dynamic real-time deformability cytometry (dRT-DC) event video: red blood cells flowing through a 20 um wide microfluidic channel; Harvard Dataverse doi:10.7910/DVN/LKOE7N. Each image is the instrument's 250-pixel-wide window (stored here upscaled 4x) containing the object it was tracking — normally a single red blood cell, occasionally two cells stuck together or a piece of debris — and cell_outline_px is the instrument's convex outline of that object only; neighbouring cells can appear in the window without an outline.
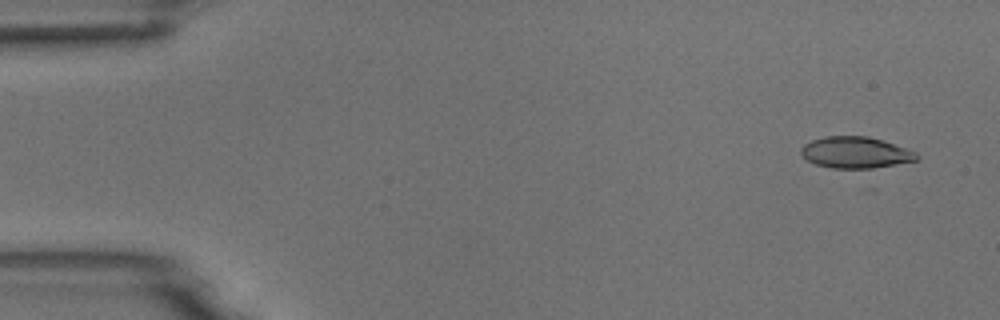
{"species": "common noctule bat (a hibernating species)", "species_latin": "Nyctalus noctula", "temperature_condition": "room temperature", "stored_images_in_passage": 6, "segment_of_instrument_passage": [2, 2], "camera_frame_rate_fps": 3000, "um_per_image_px": 0.085, "animal": {"sex": "male", "body_mass_g": 18.8}, "frame": {"image": 1, "passage_image": 6, "time_ms": 1.667, "image_size_px": [1000, 320], "cell_outline_px": [[920, 160], [872, 168], [832, 168], [816, 164], [808, 160], [800, 152], [800, 148], [804, 144], [812, 140], [824, 136], [868, 136], [916, 152], [920, 156]], "centroid_in_image_um": [72.72, 12.96], "position_along_channel_um": 12.3, "area_um2": 20.98}}